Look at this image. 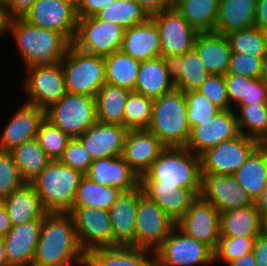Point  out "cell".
Here are the masks:
<instances>
[{
	"instance_id": "6da1fadb",
	"label": "cell",
	"mask_w": 267,
	"mask_h": 266,
	"mask_svg": "<svg viewBox=\"0 0 267 266\" xmlns=\"http://www.w3.org/2000/svg\"><path fill=\"white\" fill-rule=\"evenodd\" d=\"M69 213H47L43 218L32 266H85Z\"/></svg>"
},
{
	"instance_id": "7a4b0ae2",
	"label": "cell",
	"mask_w": 267,
	"mask_h": 266,
	"mask_svg": "<svg viewBox=\"0 0 267 266\" xmlns=\"http://www.w3.org/2000/svg\"><path fill=\"white\" fill-rule=\"evenodd\" d=\"M200 156L185 147H166L141 176L140 185L175 186L201 193Z\"/></svg>"
},
{
	"instance_id": "3957f363",
	"label": "cell",
	"mask_w": 267,
	"mask_h": 266,
	"mask_svg": "<svg viewBox=\"0 0 267 266\" xmlns=\"http://www.w3.org/2000/svg\"><path fill=\"white\" fill-rule=\"evenodd\" d=\"M8 34L16 42L24 68L60 62L72 44L58 31L33 26L23 18L11 19Z\"/></svg>"
},
{
	"instance_id": "277c9868",
	"label": "cell",
	"mask_w": 267,
	"mask_h": 266,
	"mask_svg": "<svg viewBox=\"0 0 267 266\" xmlns=\"http://www.w3.org/2000/svg\"><path fill=\"white\" fill-rule=\"evenodd\" d=\"M147 130L166 147H185L190 137L185 93L181 90L153 100L152 120Z\"/></svg>"
},
{
	"instance_id": "5b68a950",
	"label": "cell",
	"mask_w": 267,
	"mask_h": 266,
	"mask_svg": "<svg viewBox=\"0 0 267 266\" xmlns=\"http://www.w3.org/2000/svg\"><path fill=\"white\" fill-rule=\"evenodd\" d=\"M83 177L81 172L54 160L30 184L48 213H68Z\"/></svg>"
},
{
	"instance_id": "8992f818",
	"label": "cell",
	"mask_w": 267,
	"mask_h": 266,
	"mask_svg": "<svg viewBox=\"0 0 267 266\" xmlns=\"http://www.w3.org/2000/svg\"><path fill=\"white\" fill-rule=\"evenodd\" d=\"M60 63L68 93L95 97L106 84L105 60L102 56L85 53L71 44Z\"/></svg>"
},
{
	"instance_id": "52a82bcc",
	"label": "cell",
	"mask_w": 267,
	"mask_h": 266,
	"mask_svg": "<svg viewBox=\"0 0 267 266\" xmlns=\"http://www.w3.org/2000/svg\"><path fill=\"white\" fill-rule=\"evenodd\" d=\"M45 118L70 139L78 138L97 122L95 97L67 92L45 109Z\"/></svg>"
},
{
	"instance_id": "ba28073f",
	"label": "cell",
	"mask_w": 267,
	"mask_h": 266,
	"mask_svg": "<svg viewBox=\"0 0 267 266\" xmlns=\"http://www.w3.org/2000/svg\"><path fill=\"white\" fill-rule=\"evenodd\" d=\"M25 69L22 87L28 99L26 103L45 110L67 93L60 62L31 65Z\"/></svg>"
},
{
	"instance_id": "9c48e42d",
	"label": "cell",
	"mask_w": 267,
	"mask_h": 266,
	"mask_svg": "<svg viewBox=\"0 0 267 266\" xmlns=\"http://www.w3.org/2000/svg\"><path fill=\"white\" fill-rule=\"evenodd\" d=\"M156 266H200L215 263L214 251L191 238L176 225L155 252Z\"/></svg>"
},
{
	"instance_id": "30bf717a",
	"label": "cell",
	"mask_w": 267,
	"mask_h": 266,
	"mask_svg": "<svg viewBox=\"0 0 267 266\" xmlns=\"http://www.w3.org/2000/svg\"><path fill=\"white\" fill-rule=\"evenodd\" d=\"M259 145L242 134L219 143L200 155L201 175H233Z\"/></svg>"
},
{
	"instance_id": "8fae6325",
	"label": "cell",
	"mask_w": 267,
	"mask_h": 266,
	"mask_svg": "<svg viewBox=\"0 0 267 266\" xmlns=\"http://www.w3.org/2000/svg\"><path fill=\"white\" fill-rule=\"evenodd\" d=\"M135 223V247L153 253L160 248L176 224L144 194L142 188Z\"/></svg>"
},
{
	"instance_id": "7c38bea8",
	"label": "cell",
	"mask_w": 267,
	"mask_h": 266,
	"mask_svg": "<svg viewBox=\"0 0 267 266\" xmlns=\"http://www.w3.org/2000/svg\"><path fill=\"white\" fill-rule=\"evenodd\" d=\"M150 18L160 33L161 57L172 61L194 49L199 34L174 7L156 13Z\"/></svg>"
},
{
	"instance_id": "4fadbf2b",
	"label": "cell",
	"mask_w": 267,
	"mask_h": 266,
	"mask_svg": "<svg viewBox=\"0 0 267 266\" xmlns=\"http://www.w3.org/2000/svg\"><path fill=\"white\" fill-rule=\"evenodd\" d=\"M125 29L95 16L78 18L77 33L73 45L79 50L105 57L121 48Z\"/></svg>"
},
{
	"instance_id": "5bb4252c",
	"label": "cell",
	"mask_w": 267,
	"mask_h": 266,
	"mask_svg": "<svg viewBox=\"0 0 267 266\" xmlns=\"http://www.w3.org/2000/svg\"><path fill=\"white\" fill-rule=\"evenodd\" d=\"M72 217L77 240L87 255L97 248L114 247V237L107 210L91 207H72Z\"/></svg>"
},
{
	"instance_id": "9a60e30c",
	"label": "cell",
	"mask_w": 267,
	"mask_h": 266,
	"mask_svg": "<svg viewBox=\"0 0 267 266\" xmlns=\"http://www.w3.org/2000/svg\"><path fill=\"white\" fill-rule=\"evenodd\" d=\"M23 19L33 26L58 31L71 43L77 33L78 17L71 0H36Z\"/></svg>"
},
{
	"instance_id": "2e32d148",
	"label": "cell",
	"mask_w": 267,
	"mask_h": 266,
	"mask_svg": "<svg viewBox=\"0 0 267 266\" xmlns=\"http://www.w3.org/2000/svg\"><path fill=\"white\" fill-rule=\"evenodd\" d=\"M175 225L213 251L217 249L220 238V212L201 196L191 203L190 208Z\"/></svg>"
},
{
	"instance_id": "e0dca14e",
	"label": "cell",
	"mask_w": 267,
	"mask_h": 266,
	"mask_svg": "<svg viewBox=\"0 0 267 266\" xmlns=\"http://www.w3.org/2000/svg\"><path fill=\"white\" fill-rule=\"evenodd\" d=\"M240 135L237 116L233 109L222 110L214 117L192 127L185 148L200 156L219 143Z\"/></svg>"
},
{
	"instance_id": "ac0fdd59",
	"label": "cell",
	"mask_w": 267,
	"mask_h": 266,
	"mask_svg": "<svg viewBox=\"0 0 267 266\" xmlns=\"http://www.w3.org/2000/svg\"><path fill=\"white\" fill-rule=\"evenodd\" d=\"M200 196L220 213L253 205L254 201L241 188L233 175H201Z\"/></svg>"
},
{
	"instance_id": "d6986e66",
	"label": "cell",
	"mask_w": 267,
	"mask_h": 266,
	"mask_svg": "<svg viewBox=\"0 0 267 266\" xmlns=\"http://www.w3.org/2000/svg\"><path fill=\"white\" fill-rule=\"evenodd\" d=\"M4 125L0 134V150L11 151L25 141L35 139L45 110L24 102Z\"/></svg>"
},
{
	"instance_id": "ffe728a7",
	"label": "cell",
	"mask_w": 267,
	"mask_h": 266,
	"mask_svg": "<svg viewBox=\"0 0 267 266\" xmlns=\"http://www.w3.org/2000/svg\"><path fill=\"white\" fill-rule=\"evenodd\" d=\"M127 132L123 125L97 121L78 139L83 143L92 160L120 157Z\"/></svg>"
},
{
	"instance_id": "44dd1931",
	"label": "cell",
	"mask_w": 267,
	"mask_h": 266,
	"mask_svg": "<svg viewBox=\"0 0 267 266\" xmlns=\"http://www.w3.org/2000/svg\"><path fill=\"white\" fill-rule=\"evenodd\" d=\"M43 220L13 226L2 238L9 266H32Z\"/></svg>"
},
{
	"instance_id": "7402d4cb",
	"label": "cell",
	"mask_w": 267,
	"mask_h": 266,
	"mask_svg": "<svg viewBox=\"0 0 267 266\" xmlns=\"http://www.w3.org/2000/svg\"><path fill=\"white\" fill-rule=\"evenodd\" d=\"M165 148L148 130H128L121 157L141 177Z\"/></svg>"
},
{
	"instance_id": "603a6c76",
	"label": "cell",
	"mask_w": 267,
	"mask_h": 266,
	"mask_svg": "<svg viewBox=\"0 0 267 266\" xmlns=\"http://www.w3.org/2000/svg\"><path fill=\"white\" fill-rule=\"evenodd\" d=\"M86 176L93 182L114 187L122 192L140 187L141 177L120 157L95 159Z\"/></svg>"
},
{
	"instance_id": "cb8c5ba5",
	"label": "cell",
	"mask_w": 267,
	"mask_h": 266,
	"mask_svg": "<svg viewBox=\"0 0 267 266\" xmlns=\"http://www.w3.org/2000/svg\"><path fill=\"white\" fill-rule=\"evenodd\" d=\"M141 198V186L133 191L122 192L108 210L112 226L114 247H135L136 211Z\"/></svg>"
},
{
	"instance_id": "d4e9b609",
	"label": "cell",
	"mask_w": 267,
	"mask_h": 266,
	"mask_svg": "<svg viewBox=\"0 0 267 266\" xmlns=\"http://www.w3.org/2000/svg\"><path fill=\"white\" fill-rule=\"evenodd\" d=\"M120 50L140 63L161 57L160 33L156 23L149 18L125 29Z\"/></svg>"
},
{
	"instance_id": "484cf974",
	"label": "cell",
	"mask_w": 267,
	"mask_h": 266,
	"mask_svg": "<svg viewBox=\"0 0 267 266\" xmlns=\"http://www.w3.org/2000/svg\"><path fill=\"white\" fill-rule=\"evenodd\" d=\"M174 89L170 60L158 57L140 63L134 92L154 100Z\"/></svg>"
},
{
	"instance_id": "4316f807",
	"label": "cell",
	"mask_w": 267,
	"mask_h": 266,
	"mask_svg": "<svg viewBox=\"0 0 267 266\" xmlns=\"http://www.w3.org/2000/svg\"><path fill=\"white\" fill-rule=\"evenodd\" d=\"M85 266H156V256L133 246L97 248L86 255Z\"/></svg>"
},
{
	"instance_id": "83f0119b",
	"label": "cell",
	"mask_w": 267,
	"mask_h": 266,
	"mask_svg": "<svg viewBox=\"0 0 267 266\" xmlns=\"http://www.w3.org/2000/svg\"><path fill=\"white\" fill-rule=\"evenodd\" d=\"M257 0H219L214 33L227 36L255 26Z\"/></svg>"
},
{
	"instance_id": "f1b7e54d",
	"label": "cell",
	"mask_w": 267,
	"mask_h": 266,
	"mask_svg": "<svg viewBox=\"0 0 267 266\" xmlns=\"http://www.w3.org/2000/svg\"><path fill=\"white\" fill-rule=\"evenodd\" d=\"M6 208L12 226L32 220H43L48 213L41 199L30 183H24L19 189L1 201Z\"/></svg>"
},
{
	"instance_id": "f546056e",
	"label": "cell",
	"mask_w": 267,
	"mask_h": 266,
	"mask_svg": "<svg viewBox=\"0 0 267 266\" xmlns=\"http://www.w3.org/2000/svg\"><path fill=\"white\" fill-rule=\"evenodd\" d=\"M194 49L210 74L227 75L232 51L226 36L216 33H199Z\"/></svg>"
},
{
	"instance_id": "4dcf8cb0",
	"label": "cell",
	"mask_w": 267,
	"mask_h": 266,
	"mask_svg": "<svg viewBox=\"0 0 267 266\" xmlns=\"http://www.w3.org/2000/svg\"><path fill=\"white\" fill-rule=\"evenodd\" d=\"M144 194L177 222L197 196L189 189L175 186L140 185Z\"/></svg>"
},
{
	"instance_id": "1f68e13d",
	"label": "cell",
	"mask_w": 267,
	"mask_h": 266,
	"mask_svg": "<svg viewBox=\"0 0 267 266\" xmlns=\"http://www.w3.org/2000/svg\"><path fill=\"white\" fill-rule=\"evenodd\" d=\"M265 228L255 204L220 213V236L258 237Z\"/></svg>"
},
{
	"instance_id": "d6a6232c",
	"label": "cell",
	"mask_w": 267,
	"mask_h": 266,
	"mask_svg": "<svg viewBox=\"0 0 267 266\" xmlns=\"http://www.w3.org/2000/svg\"><path fill=\"white\" fill-rule=\"evenodd\" d=\"M233 177L255 201L267 184V150L260 144Z\"/></svg>"
},
{
	"instance_id": "836d02e7",
	"label": "cell",
	"mask_w": 267,
	"mask_h": 266,
	"mask_svg": "<svg viewBox=\"0 0 267 266\" xmlns=\"http://www.w3.org/2000/svg\"><path fill=\"white\" fill-rule=\"evenodd\" d=\"M171 63L175 88L183 92L198 90L211 75L195 49L174 58Z\"/></svg>"
},
{
	"instance_id": "e575fe53",
	"label": "cell",
	"mask_w": 267,
	"mask_h": 266,
	"mask_svg": "<svg viewBox=\"0 0 267 266\" xmlns=\"http://www.w3.org/2000/svg\"><path fill=\"white\" fill-rule=\"evenodd\" d=\"M225 76L230 105H265L267 100V82L261 78H249L236 74Z\"/></svg>"
},
{
	"instance_id": "d590c367",
	"label": "cell",
	"mask_w": 267,
	"mask_h": 266,
	"mask_svg": "<svg viewBox=\"0 0 267 266\" xmlns=\"http://www.w3.org/2000/svg\"><path fill=\"white\" fill-rule=\"evenodd\" d=\"M173 7L198 33H214L219 0H176Z\"/></svg>"
},
{
	"instance_id": "8d00e7d4",
	"label": "cell",
	"mask_w": 267,
	"mask_h": 266,
	"mask_svg": "<svg viewBox=\"0 0 267 266\" xmlns=\"http://www.w3.org/2000/svg\"><path fill=\"white\" fill-rule=\"evenodd\" d=\"M10 152L20 177L25 183H30L52 161L36 138L25 141L21 145L14 147Z\"/></svg>"
},
{
	"instance_id": "74e56055",
	"label": "cell",
	"mask_w": 267,
	"mask_h": 266,
	"mask_svg": "<svg viewBox=\"0 0 267 266\" xmlns=\"http://www.w3.org/2000/svg\"><path fill=\"white\" fill-rule=\"evenodd\" d=\"M130 92L106 83L95 95L96 120L123 125L124 108Z\"/></svg>"
},
{
	"instance_id": "f35d334b",
	"label": "cell",
	"mask_w": 267,
	"mask_h": 266,
	"mask_svg": "<svg viewBox=\"0 0 267 266\" xmlns=\"http://www.w3.org/2000/svg\"><path fill=\"white\" fill-rule=\"evenodd\" d=\"M106 83L135 91L140 62L121 50L104 57Z\"/></svg>"
},
{
	"instance_id": "ab89813d",
	"label": "cell",
	"mask_w": 267,
	"mask_h": 266,
	"mask_svg": "<svg viewBox=\"0 0 267 266\" xmlns=\"http://www.w3.org/2000/svg\"><path fill=\"white\" fill-rule=\"evenodd\" d=\"M122 191L93 182L86 175L77 188L72 207H91L109 210Z\"/></svg>"
},
{
	"instance_id": "60d3db41",
	"label": "cell",
	"mask_w": 267,
	"mask_h": 266,
	"mask_svg": "<svg viewBox=\"0 0 267 266\" xmlns=\"http://www.w3.org/2000/svg\"><path fill=\"white\" fill-rule=\"evenodd\" d=\"M95 17L127 29L147 21L150 16L136 0H115L101 9Z\"/></svg>"
},
{
	"instance_id": "b9f144b4",
	"label": "cell",
	"mask_w": 267,
	"mask_h": 266,
	"mask_svg": "<svg viewBox=\"0 0 267 266\" xmlns=\"http://www.w3.org/2000/svg\"><path fill=\"white\" fill-rule=\"evenodd\" d=\"M240 134L257 140L260 144L267 138V111L265 105H237ZM237 110V111H236Z\"/></svg>"
},
{
	"instance_id": "7bdbcfd3",
	"label": "cell",
	"mask_w": 267,
	"mask_h": 266,
	"mask_svg": "<svg viewBox=\"0 0 267 266\" xmlns=\"http://www.w3.org/2000/svg\"><path fill=\"white\" fill-rule=\"evenodd\" d=\"M232 53L263 58L267 53V33L254 26L226 36Z\"/></svg>"
},
{
	"instance_id": "ee69618b",
	"label": "cell",
	"mask_w": 267,
	"mask_h": 266,
	"mask_svg": "<svg viewBox=\"0 0 267 266\" xmlns=\"http://www.w3.org/2000/svg\"><path fill=\"white\" fill-rule=\"evenodd\" d=\"M153 99L130 92L124 108L123 126L127 130H147L152 120Z\"/></svg>"
},
{
	"instance_id": "f6af8a7d",
	"label": "cell",
	"mask_w": 267,
	"mask_h": 266,
	"mask_svg": "<svg viewBox=\"0 0 267 266\" xmlns=\"http://www.w3.org/2000/svg\"><path fill=\"white\" fill-rule=\"evenodd\" d=\"M36 139L52 161L58 160L62 156L70 141V138L60 128L46 118L39 126Z\"/></svg>"
},
{
	"instance_id": "bcb514c9",
	"label": "cell",
	"mask_w": 267,
	"mask_h": 266,
	"mask_svg": "<svg viewBox=\"0 0 267 266\" xmlns=\"http://www.w3.org/2000/svg\"><path fill=\"white\" fill-rule=\"evenodd\" d=\"M184 93L187 106V120L190 128L201 125L202 122L209 120L222 111L198 90Z\"/></svg>"
},
{
	"instance_id": "7dc6e473",
	"label": "cell",
	"mask_w": 267,
	"mask_h": 266,
	"mask_svg": "<svg viewBox=\"0 0 267 266\" xmlns=\"http://www.w3.org/2000/svg\"><path fill=\"white\" fill-rule=\"evenodd\" d=\"M256 238L220 236L217 249L214 251V262H232L252 252Z\"/></svg>"
},
{
	"instance_id": "c3c4849f",
	"label": "cell",
	"mask_w": 267,
	"mask_h": 266,
	"mask_svg": "<svg viewBox=\"0 0 267 266\" xmlns=\"http://www.w3.org/2000/svg\"><path fill=\"white\" fill-rule=\"evenodd\" d=\"M24 183L11 152L0 150V201L9 197Z\"/></svg>"
},
{
	"instance_id": "681fc988",
	"label": "cell",
	"mask_w": 267,
	"mask_h": 266,
	"mask_svg": "<svg viewBox=\"0 0 267 266\" xmlns=\"http://www.w3.org/2000/svg\"><path fill=\"white\" fill-rule=\"evenodd\" d=\"M58 161L65 166L81 172L83 175L88 173L90 165L93 162L90 154L78 138L70 139Z\"/></svg>"
},
{
	"instance_id": "f907efd6",
	"label": "cell",
	"mask_w": 267,
	"mask_h": 266,
	"mask_svg": "<svg viewBox=\"0 0 267 266\" xmlns=\"http://www.w3.org/2000/svg\"><path fill=\"white\" fill-rule=\"evenodd\" d=\"M198 91L221 110L234 109L230 105L224 75L211 74Z\"/></svg>"
},
{
	"instance_id": "816d5d0a",
	"label": "cell",
	"mask_w": 267,
	"mask_h": 266,
	"mask_svg": "<svg viewBox=\"0 0 267 266\" xmlns=\"http://www.w3.org/2000/svg\"><path fill=\"white\" fill-rule=\"evenodd\" d=\"M262 58L231 53L227 74H236L249 78H261Z\"/></svg>"
},
{
	"instance_id": "f5cc1de1",
	"label": "cell",
	"mask_w": 267,
	"mask_h": 266,
	"mask_svg": "<svg viewBox=\"0 0 267 266\" xmlns=\"http://www.w3.org/2000/svg\"><path fill=\"white\" fill-rule=\"evenodd\" d=\"M115 0H82L76 7L78 18H88L95 16L101 9Z\"/></svg>"
},
{
	"instance_id": "db71d44e",
	"label": "cell",
	"mask_w": 267,
	"mask_h": 266,
	"mask_svg": "<svg viewBox=\"0 0 267 266\" xmlns=\"http://www.w3.org/2000/svg\"><path fill=\"white\" fill-rule=\"evenodd\" d=\"M252 252L256 266H267V227L255 239Z\"/></svg>"
},
{
	"instance_id": "11a10c76",
	"label": "cell",
	"mask_w": 267,
	"mask_h": 266,
	"mask_svg": "<svg viewBox=\"0 0 267 266\" xmlns=\"http://www.w3.org/2000/svg\"><path fill=\"white\" fill-rule=\"evenodd\" d=\"M36 0H10L6 5L11 19L23 18L31 9Z\"/></svg>"
},
{
	"instance_id": "9f6ffc18",
	"label": "cell",
	"mask_w": 267,
	"mask_h": 266,
	"mask_svg": "<svg viewBox=\"0 0 267 266\" xmlns=\"http://www.w3.org/2000/svg\"><path fill=\"white\" fill-rule=\"evenodd\" d=\"M149 16L173 7L172 0H136Z\"/></svg>"
},
{
	"instance_id": "6f0895ef",
	"label": "cell",
	"mask_w": 267,
	"mask_h": 266,
	"mask_svg": "<svg viewBox=\"0 0 267 266\" xmlns=\"http://www.w3.org/2000/svg\"><path fill=\"white\" fill-rule=\"evenodd\" d=\"M255 26L267 33V0H257Z\"/></svg>"
},
{
	"instance_id": "680465c9",
	"label": "cell",
	"mask_w": 267,
	"mask_h": 266,
	"mask_svg": "<svg viewBox=\"0 0 267 266\" xmlns=\"http://www.w3.org/2000/svg\"><path fill=\"white\" fill-rule=\"evenodd\" d=\"M261 221L267 227V184L260 196L254 201Z\"/></svg>"
},
{
	"instance_id": "91938a15",
	"label": "cell",
	"mask_w": 267,
	"mask_h": 266,
	"mask_svg": "<svg viewBox=\"0 0 267 266\" xmlns=\"http://www.w3.org/2000/svg\"><path fill=\"white\" fill-rule=\"evenodd\" d=\"M12 227L8 212L0 202V238H3Z\"/></svg>"
},
{
	"instance_id": "94428289",
	"label": "cell",
	"mask_w": 267,
	"mask_h": 266,
	"mask_svg": "<svg viewBox=\"0 0 267 266\" xmlns=\"http://www.w3.org/2000/svg\"><path fill=\"white\" fill-rule=\"evenodd\" d=\"M11 18L7 12L6 5L0 4V39L6 37L9 33V25Z\"/></svg>"
},
{
	"instance_id": "6125c7cd",
	"label": "cell",
	"mask_w": 267,
	"mask_h": 266,
	"mask_svg": "<svg viewBox=\"0 0 267 266\" xmlns=\"http://www.w3.org/2000/svg\"><path fill=\"white\" fill-rule=\"evenodd\" d=\"M227 266H256V260L253 252H249L239 259L225 263Z\"/></svg>"
},
{
	"instance_id": "be15d7a7",
	"label": "cell",
	"mask_w": 267,
	"mask_h": 266,
	"mask_svg": "<svg viewBox=\"0 0 267 266\" xmlns=\"http://www.w3.org/2000/svg\"><path fill=\"white\" fill-rule=\"evenodd\" d=\"M0 266H9L2 238H0Z\"/></svg>"
},
{
	"instance_id": "e7e4bbea",
	"label": "cell",
	"mask_w": 267,
	"mask_h": 266,
	"mask_svg": "<svg viewBox=\"0 0 267 266\" xmlns=\"http://www.w3.org/2000/svg\"><path fill=\"white\" fill-rule=\"evenodd\" d=\"M261 79L267 82V53L262 58V73Z\"/></svg>"
},
{
	"instance_id": "03108f58",
	"label": "cell",
	"mask_w": 267,
	"mask_h": 266,
	"mask_svg": "<svg viewBox=\"0 0 267 266\" xmlns=\"http://www.w3.org/2000/svg\"><path fill=\"white\" fill-rule=\"evenodd\" d=\"M71 1L76 7L82 2V0H71Z\"/></svg>"
},
{
	"instance_id": "003e7915",
	"label": "cell",
	"mask_w": 267,
	"mask_h": 266,
	"mask_svg": "<svg viewBox=\"0 0 267 266\" xmlns=\"http://www.w3.org/2000/svg\"><path fill=\"white\" fill-rule=\"evenodd\" d=\"M261 145L267 150V138L261 143Z\"/></svg>"
},
{
	"instance_id": "a7ac6f4b",
	"label": "cell",
	"mask_w": 267,
	"mask_h": 266,
	"mask_svg": "<svg viewBox=\"0 0 267 266\" xmlns=\"http://www.w3.org/2000/svg\"><path fill=\"white\" fill-rule=\"evenodd\" d=\"M10 0H0V4L7 5Z\"/></svg>"
},
{
	"instance_id": "89a4df30",
	"label": "cell",
	"mask_w": 267,
	"mask_h": 266,
	"mask_svg": "<svg viewBox=\"0 0 267 266\" xmlns=\"http://www.w3.org/2000/svg\"><path fill=\"white\" fill-rule=\"evenodd\" d=\"M265 108H266V111H267V100H266V103H265Z\"/></svg>"
}]
</instances>
